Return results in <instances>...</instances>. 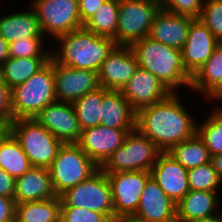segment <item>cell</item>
I'll return each instance as SVG.
<instances>
[{"label":"cell","instance_id":"1","mask_svg":"<svg viewBox=\"0 0 222 222\" xmlns=\"http://www.w3.org/2000/svg\"><path fill=\"white\" fill-rule=\"evenodd\" d=\"M178 94L171 93L166 99L136 112V129L161 152H168L197 133V119L181 103Z\"/></svg>","mask_w":222,"mask_h":222},{"label":"cell","instance_id":"2","mask_svg":"<svg viewBox=\"0 0 222 222\" xmlns=\"http://www.w3.org/2000/svg\"><path fill=\"white\" fill-rule=\"evenodd\" d=\"M55 41L58 42L59 51L58 49L51 50V58L57 64L97 72L117 46L113 38L99 36L84 26L68 34L60 35Z\"/></svg>","mask_w":222,"mask_h":222},{"label":"cell","instance_id":"3","mask_svg":"<svg viewBox=\"0 0 222 222\" xmlns=\"http://www.w3.org/2000/svg\"><path fill=\"white\" fill-rule=\"evenodd\" d=\"M140 67L155 75L171 93L190 88L192 76L186 70L181 50L144 37L131 46Z\"/></svg>","mask_w":222,"mask_h":222},{"label":"cell","instance_id":"4","mask_svg":"<svg viewBox=\"0 0 222 222\" xmlns=\"http://www.w3.org/2000/svg\"><path fill=\"white\" fill-rule=\"evenodd\" d=\"M54 60H50L27 81L11 89L12 120L35 118L56 102Z\"/></svg>","mask_w":222,"mask_h":222},{"label":"cell","instance_id":"5","mask_svg":"<svg viewBox=\"0 0 222 222\" xmlns=\"http://www.w3.org/2000/svg\"><path fill=\"white\" fill-rule=\"evenodd\" d=\"M10 132L19 141L33 167L49 168L62 145L34 118L12 120Z\"/></svg>","mask_w":222,"mask_h":222},{"label":"cell","instance_id":"6","mask_svg":"<svg viewBox=\"0 0 222 222\" xmlns=\"http://www.w3.org/2000/svg\"><path fill=\"white\" fill-rule=\"evenodd\" d=\"M99 167L76 144H62L49 167L52 187L56 196L88 179Z\"/></svg>","mask_w":222,"mask_h":222},{"label":"cell","instance_id":"7","mask_svg":"<svg viewBox=\"0 0 222 222\" xmlns=\"http://www.w3.org/2000/svg\"><path fill=\"white\" fill-rule=\"evenodd\" d=\"M161 151L136 128L130 131L120 146L99 168L105 174L123 171H148Z\"/></svg>","mask_w":222,"mask_h":222},{"label":"cell","instance_id":"8","mask_svg":"<svg viewBox=\"0 0 222 222\" xmlns=\"http://www.w3.org/2000/svg\"><path fill=\"white\" fill-rule=\"evenodd\" d=\"M160 9L158 0H119L117 46H131L147 37Z\"/></svg>","mask_w":222,"mask_h":222},{"label":"cell","instance_id":"9","mask_svg":"<svg viewBox=\"0 0 222 222\" xmlns=\"http://www.w3.org/2000/svg\"><path fill=\"white\" fill-rule=\"evenodd\" d=\"M61 206L81 207L101 212L114 220L111 186L107 174L100 168L88 179L60 195Z\"/></svg>","mask_w":222,"mask_h":222},{"label":"cell","instance_id":"10","mask_svg":"<svg viewBox=\"0 0 222 222\" xmlns=\"http://www.w3.org/2000/svg\"><path fill=\"white\" fill-rule=\"evenodd\" d=\"M29 3L37 16L42 34L57 37L84 25L78 9V0H31ZM47 34V35H46Z\"/></svg>","mask_w":222,"mask_h":222},{"label":"cell","instance_id":"11","mask_svg":"<svg viewBox=\"0 0 222 222\" xmlns=\"http://www.w3.org/2000/svg\"><path fill=\"white\" fill-rule=\"evenodd\" d=\"M111 186L114 219L135 215L147 180L148 171H123L107 174Z\"/></svg>","mask_w":222,"mask_h":222},{"label":"cell","instance_id":"12","mask_svg":"<svg viewBox=\"0 0 222 222\" xmlns=\"http://www.w3.org/2000/svg\"><path fill=\"white\" fill-rule=\"evenodd\" d=\"M134 129H114L101 125L83 129L77 145L100 167Z\"/></svg>","mask_w":222,"mask_h":222},{"label":"cell","instance_id":"13","mask_svg":"<svg viewBox=\"0 0 222 222\" xmlns=\"http://www.w3.org/2000/svg\"><path fill=\"white\" fill-rule=\"evenodd\" d=\"M54 75L58 102L73 103L86 93L100 88L97 71L74 69L54 61Z\"/></svg>","mask_w":222,"mask_h":222},{"label":"cell","instance_id":"14","mask_svg":"<svg viewBox=\"0 0 222 222\" xmlns=\"http://www.w3.org/2000/svg\"><path fill=\"white\" fill-rule=\"evenodd\" d=\"M36 119L62 144L77 143L82 130L72 103L54 102L42 109Z\"/></svg>","mask_w":222,"mask_h":222},{"label":"cell","instance_id":"15","mask_svg":"<svg viewBox=\"0 0 222 222\" xmlns=\"http://www.w3.org/2000/svg\"><path fill=\"white\" fill-rule=\"evenodd\" d=\"M139 64L130 46H116L101 64L98 71L100 87L122 90Z\"/></svg>","mask_w":222,"mask_h":222},{"label":"cell","instance_id":"16","mask_svg":"<svg viewBox=\"0 0 222 222\" xmlns=\"http://www.w3.org/2000/svg\"><path fill=\"white\" fill-rule=\"evenodd\" d=\"M121 92L136 112L166 99L171 94L155 75L140 66Z\"/></svg>","mask_w":222,"mask_h":222},{"label":"cell","instance_id":"17","mask_svg":"<svg viewBox=\"0 0 222 222\" xmlns=\"http://www.w3.org/2000/svg\"><path fill=\"white\" fill-rule=\"evenodd\" d=\"M219 43L198 18L192 20L187 40L181 49L183 64L191 76L211 57Z\"/></svg>","mask_w":222,"mask_h":222},{"label":"cell","instance_id":"18","mask_svg":"<svg viewBox=\"0 0 222 222\" xmlns=\"http://www.w3.org/2000/svg\"><path fill=\"white\" fill-rule=\"evenodd\" d=\"M150 172L151 177L175 204L190 190L188 170L167 152L158 155Z\"/></svg>","mask_w":222,"mask_h":222},{"label":"cell","instance_id":"19","mask_svg":"<svg viewBox=\"0 0 222 222\" xmlns=\"http://www.w3.org/2000/svg\"><path fill=\"white\" fill-rule=\"evenodd\" d=\"M193 19L192 16L175 14L161 8L153 20L148 37L181 50L187 40Z\"/></svg>","mask_w":222,"mask_h":222},{"label":"cell","instance_id":"20","mask_svg":"<svg viewBox=\"0 0 222 222\" xmlns=\"http://www.w3.org/2000/svg\"><path fill=\"white\" fill-rule=\"evenodd\" d=\"M135 216L147 222H176V204L150 177L145 184Z\"/></svg>","mask_w":222,"mask_h":222},{"label":"cell","instance_id":"21","mask_svg":"<svg viewBox=\"0 0 222 222\" xmlns=\"http://www.w3.org/2000/svg\"><path fill=\"white\" fill-rule=\"evenodd\" d=\"M218 193L189 190L176 204V222H195L219 214L221 200Z\"/></svg>","mask_w":222,"mask_h":222},{"label":"cell","instance_id":"22","mask_svg":"<svg viewBox=\"0 0 222 222\" xmlns=\"http://www.w3.org/2000/svg\"><path fill=\"white\" fill-rule=\"evenodd\" d=\"M100 125L114 129H135L136 111L121 90L103 88Z\"/></svg>","mask_w":222,"mask_h":222},{"label":"cell","instance_id":"23","mask_svg":"<svg viewBox=\"0 0 222 222\" xmlns=\"http://www.w3.org/2000/svg\"><path fill=\"white\" fill-rule=\"evenodd\" d=\"M190 89L212 102L217 100L222 104V43L217 45L211 57L192 76Z\"/></svg>","mask_w":222,"mask_h":222},{"label":"cell","instance_id":"24","mask_svg":"<svg viewBox=\"0 0 222 222\" xmlns=\"http://www.w3.org/2000/svg\"><path fill=\"white\" fill-rule=\"evenodd\" d=\"M56 197L49 168L32 167L15 180L14 201L16 204L41 201Z\"/></svg>","mask_w":222,"mask_h":222},{"label":"cell","instance_id":"25","mask_svg":"<svg viewBox=\"0 0 222 222\" xmlns=\"http://www.w3.org/2000/svg\"><path fill=\"white\" fill-rule=\"evenodd\" d=\"M15 11L0 17V36L8 44L29 37H45L40 29L34 9Z\"/></svg>","mask_w":222,"mask_h":222},{"label":"cell","instance_id":"26","mask_svg":"<svg viewBox=\"0 0 222 222\" xmlns=\"http://www.w3.org/2000/svg\"><path fill=\"white\" fill-rule=\"evenodd\" d=\"M51 57H9L0 65V78L13 89L27 81L33 74L42 68Z\"/></svg>","mask_w":222,"mask_h":222},{"label":"cell","instance_id":"27","mask_svg":"<svg viewBox=\"0 0 222 222\" xmlns=\"http://www.w3.org/2000/svg\"><path fill=\"white\" fill-rule=\"evenodd\" d=\"M60 196L15 206L14 222H60Z\"/></svg>","mask_w":222,"mask_h":222},{"label":"cell","instance_id":"28","mask_svg":"<svg viewBox=\"0 0 222 222\" xmlns=\"http://www.w3.org/2000/svg\"><path fill=\"white\" fill-rule=\"evenodd\" d=\"M32 167L19 141L10 132L0 143V168L17 179Z\"/></svg>","mask_w":222,"mask_h":222},{"label":"cell","instance_id":"29","mask_svg":"<svg viewBox=\"0 0 222 222\" xmlns=\"http://www.w3.org/2000/svg\"><path fill=\"white\" fill-rule=\"evenodd\" d=\"M167 153L187 170L211 162L209 150L197 133L173 146Z\"/></svg>","mask_w":222,"mask_h":222},{"label":"cell","instance_id":"30","mask_svg":"<svg viewBox=\"0 0 222 222\" xmlns=\"http://www.w3.org/2000/svg\"><path fill=\"white\" fill-rule=\"evenodd\" d=\"M119 0H106L84 27L99 36L111 37L116 43Z\"/></svg>","mask_w":222,"mask_h":222},{"label":"cell","instance_id":"31","mask_svg":"<svg viewBox=\"0 0 222 222\" xmlns=\"http://www.w3.org/2000/svg\"><path fill=\"white\" fill-rule=\"evenodd\" d=\"M102 100L103 87H100L72 103L81 130L100 125Z\"/></svg>","mask_w":222,"mask_h":222},{"label":"cell","instance_id":"32","mask_svg":"<svg viewBox=\"0 0 222 222\" xmlns=\"http://www.w3.org/2000/svg\"><path fill=\"white\" fill-rule=\"evenodd\" d=\"M208 114L202 123H197V134L212 157L222 153V105L219 104Z\"/></svg>","mask_w":222,"mask_h":222},{"label":"cell","instance_id":"33","mask_svg":"<svg viewBox=\"0 0 222 222\" xmlns=\"http://www.w3.org/2000/svg\"><path fill=\"white\" fill-rule=\"evenodd\" d=\"M188 183L190 190L220 192L218 190L222 189V181L212 162L189 169Z\"/></svg>","mask_w":222,"mask_h":222},{"label":"cell","instance_id":"34","mask_svg":"<svg viewBox=\"0 0 222 222\" xmlns=\"http://www.w3.org/2000/svg\"><path fill=\"white\" fill-rule=\"evenodd\" d=\"M43 40L44 37L15 40L8 44L9 57H51V51L44 47Z\"/></svg>","mask_w":222,"mask_h":222},{"label":"cell","instance_id":"35","mask_svg":"<svg viewBox=\"0 0 222 222\" xmlns=\"http://www.w3.org/2000/svg\"><path fill=\"white\" fill-rule=\"evenodd\" d=\"M198 19L222 43V0H204Z\"/></svg>","mask_w":222,"mask_h":222},{"label":"cell","instance_id":"36","mask_svg":"<svg viewBox=\"0 0 222 222\" xmlns=\"http://www.w3.org/2000/svg\"><path fill=\"white\" fill-rule=\"evenodd\" d=\"M103 213L81 207L61 206L60 222H110Z\"/></svg>","mask_w":222,"mask_h":222},{"label":"cell","instance_id":"37","mask_svg":"<svg viewBox=\"0 0 222 222\" xmlns=\"http://www.w3.org/2000/svg\"><path fill=\"white\" fill-rule=\"evenodd\" d=\"M158 2L161 8L169 12L198 18L204 0H158Z\"/></svg>","mask_w":222,"mask_h":222},{"label":"cell","instance_id":"38","mask_svg":"<svg viewBox=\"0 0 222 222\" xmlns=\"http://www.w3.org/2000/svg\"><path fill=\"white\" fill-rule=\"evenodd\" d=\"M0 121L10 124L12 121L11 89L0 78Z\"/></svg>","mask_w":222,"mask_h":222},{"label":"cell","instance_id":"39","mask_svg":"<svg viewBox=\"0 0 222 222\" xmlns=\"http://www.w3.org/2000/svg\"><path fill=\"white\" fill-rule=\"evenodd\" d=\"M106 0H78L79 15L84 25Z\"/></svg>","mask_w":222,"mask_h":222},{"label":"cell","instance_id":"40","mask_svg":"<svg viewBox=\"0 0 222 222\" xmlns=\"http://www.w3.org/2000/svg\"><path fill=\"white\" fill-rule=\"evenodd\" d=\"M15 206L13 198L0 196V222H14Z\"/></svg>","mask_w":222,"mask_h":222},{"label":"cell","instance_id":"41","mask_svg":"<svg viewBox=\"0 0 222 222\" xmlns=\"http://www.w3.org/2000/svg\"><path fill=\"white\" fill-rule=\"evenodd\" d=\"M15 180V178L0 168V196L14 199Z\"/></svg>","mask_w":222,"mask_h":222},{"label":"cell","instance_id":"42","mask_svg":"<svg viewBox=\"0 0 222 222\" xmlns=\"http://www.w3.org/2000/svg\"><path fill=\"white\" fill-rule=\"evenodd\" d=\"M211 162L220 180L222 181V153L212 156Z\"/></svg>","mask_w":222,"mask_h":222},{"label":"cell","instance_id":"43","mask_svg":"<svg viewBox=\"0 0 222 222\" xmlns=\"http://www.w3.org/2000/svg\"><path fill=\"white\" fill-rule=\"evenodd\" d=\"M9 58L8 43L0 36V65Z\"/></svg>","mask_w":222,"mask_h":222},{"label":"cell","instance_id":"44","mask_svg":"<svg viewBox=\"0 0 222 222\" xmlns=\"http://www.w3.org/2000/svg\"><path fill=\"white\" fill-rule=\"evenodd\" d=\"M114 222H147L135 215H126L114 219Z\"/></svg>","mask_w":222,"mask_h":222},{"label":"cell","instance_id":"45","mask_svg":"<svg viewBox=\"0 0 222 222\" xmlns=\"http://www.w3.org/2000/svg\"><path fill=\"white\" fill-rule=\"evenodd\" d=\"M10 133V124H6L0 121V143L5 139V137Z\"/></svg>","mask_w":222,"mask_h":222},{"label":"cell","instance_id":"46","mask_svg":"<svg viewBox=\"0 0 222 222\" xmlns=\"http://www.w3.org/2000/svg\"><path fill=\"white\" fill-rule=\"evenodd\" d=\"M195 222H222V213L220 211V213L215 215V216L205 218L203 220H198V221H195Z\"/></svg>","mask_w":222,"mask_h":222}]
</instances>
